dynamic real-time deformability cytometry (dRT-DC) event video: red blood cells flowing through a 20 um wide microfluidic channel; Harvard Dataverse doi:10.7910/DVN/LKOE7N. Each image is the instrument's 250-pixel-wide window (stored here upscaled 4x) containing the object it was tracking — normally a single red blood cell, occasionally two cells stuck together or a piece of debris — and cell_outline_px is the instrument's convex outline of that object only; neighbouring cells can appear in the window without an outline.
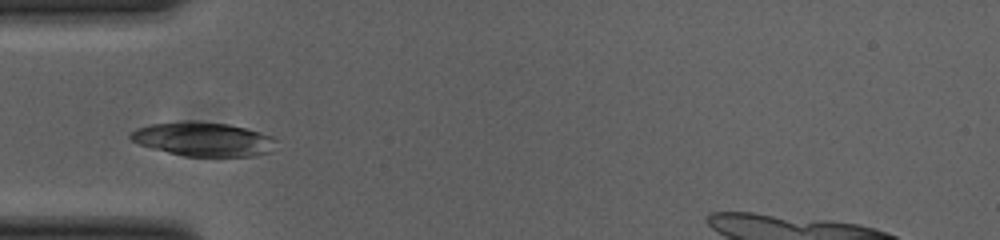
{"species": "common noctule bat (a hibernating species)", "species_latin": "Nyctalus noctula", "temperature_condition": "cold", "stored_images_in_passage": 6, "camera_frame_rate_fps": 3000, "um_per_image_px": 0.085, "animal": {"sex": "female", "body_mass_g": 23.0, "forearm_length_mm": 53.4}, "frame": {"image": 1, "passage_image": 1, "time_ms": 0.0, "image_size_px": [1000, 240], "cell_outline_px": [[276, 140], [272, 152], [256, 156], [184, 156], [152, 148], [140, 144], [132, 140], [128, 136], [136, 128], [148, 124], [184, 120], [188, 120], [228, 124], [248, 128], [272, 136]], "centroid_in_image_um": [17.29, 11.82], "position_along_channel_um": 67.7, "area_um2": 29.07}}
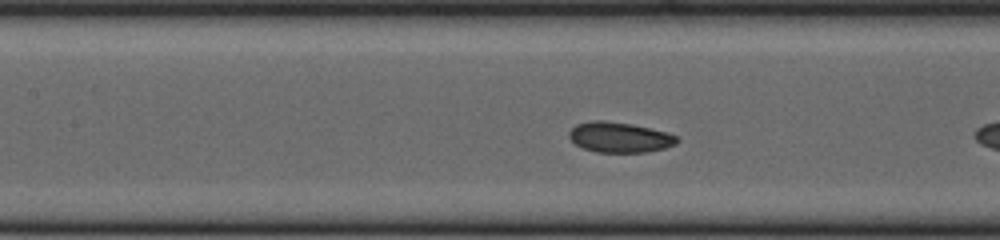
{"frame": {"image": 2, "passage_image": 5, "time_ms": 1.333, "image_size_px": [1000, 240], "cell_outline_px": [[680, 140], [676, 144], [664, 148], [648, 152], [596, 152], [584, 148], [576, 144], [568, 136], [568, 132], [576, 124], [592, 120], [604, 120], [632, 124], [668, 132], [680, 136]], "centroid_in_image_um": [52.7, 11.66], "position_along_channel_um": 154.7, "area_um2": 19.25}}